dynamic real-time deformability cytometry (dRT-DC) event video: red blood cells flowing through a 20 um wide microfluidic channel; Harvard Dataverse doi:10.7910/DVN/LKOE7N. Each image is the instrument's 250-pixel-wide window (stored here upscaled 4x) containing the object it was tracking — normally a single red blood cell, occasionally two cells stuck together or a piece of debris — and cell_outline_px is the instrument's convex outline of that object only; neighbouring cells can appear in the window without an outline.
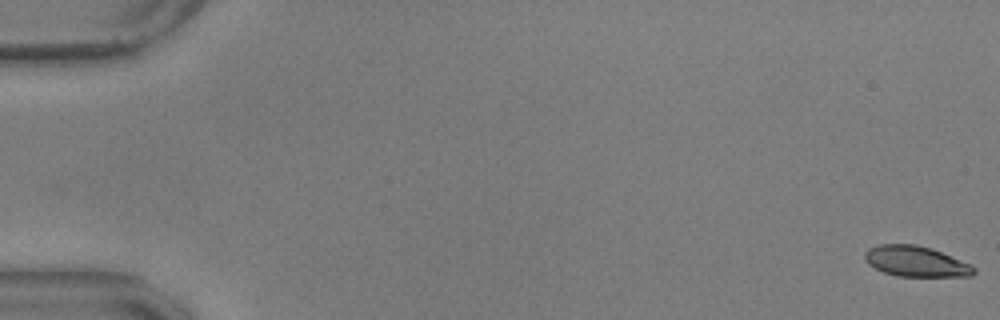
{"species": "common noctule bat (a hibernating species)", "species_latin": "Nyctalus noctula", "temperature_condition": "warm", "stored_images_in_passage": 22, "camera_frame_rate_fps": 3000, "um_per_image_px": 0.085, "animal": {"sex": "male", "body_mass_g": 17.9, "forearm_length_mm": 54.2}, "frame": {"image": 1, "passage_image": 1, "time_ms": 0.0, "image_size_px": [1000, 320], "cell_outline_px": [[976, 272], [972, 276], [896, 276], [884, 272], [868, 264], [864, 260], [864, 252], [868, 248], [880, 244], [916, 244], [932, 248], [972, 264], [976, 268]], "centroid_in_image_um": [77.86, 22.21], "position_along_channel_um": 7.1, "area_um2": 19.65}}
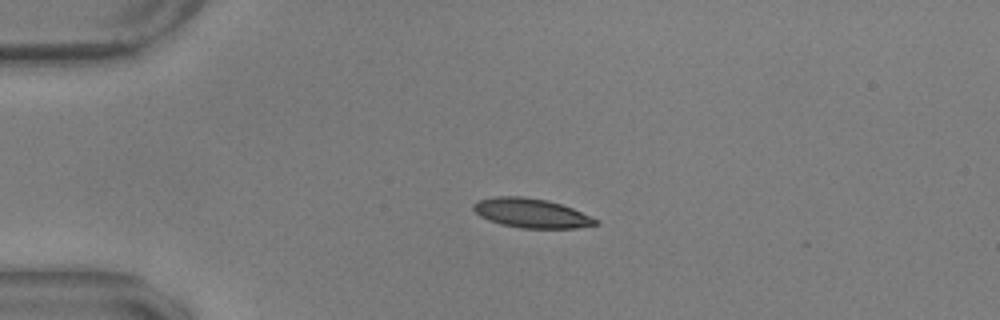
{"frame": {"image": 2, "passage_image": 14, "time_ms": 4.333, "image_size_px": [1000, 320], "cell_outline_px": [[600, 224], [576, 228], [520, 228], [500, 224], [488, 220], [480, 216], [472, 208], [472, 204], [476, 200], [496, 196], [524, 196], [548, 200], [572, 208], [600, 220]], "centroid_in_image_um": [45.15, 18.11], "position_along_channel_um": 39.8, "area_um2": 21.1}}